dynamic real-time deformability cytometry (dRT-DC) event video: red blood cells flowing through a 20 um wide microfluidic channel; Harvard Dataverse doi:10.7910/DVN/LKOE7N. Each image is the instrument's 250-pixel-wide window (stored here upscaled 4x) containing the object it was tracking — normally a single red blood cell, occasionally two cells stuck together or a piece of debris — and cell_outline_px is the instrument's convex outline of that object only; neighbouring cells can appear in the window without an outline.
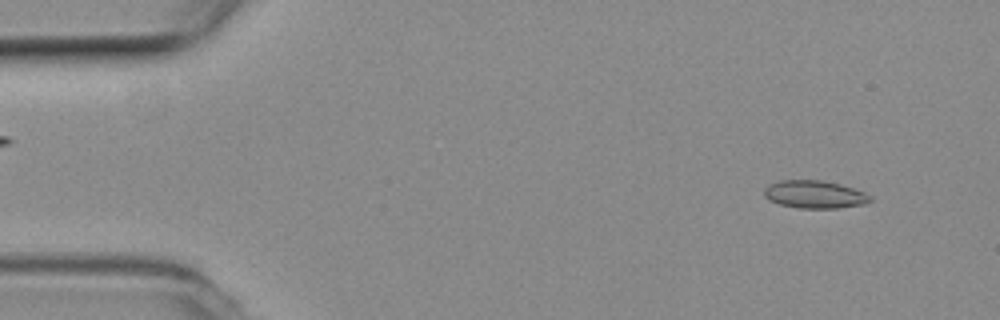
{"species": "common noctule bat (a hibernating species)", "species_latin": "Nyctalus noctula", "temperature_condition": "room temperature", "stored_images_in_passage": 54, "camera_frame_rate_fps": 3000, "um_per_image_px": 0.085, "animal": {"sex": "female", "body_mass_g": 19.3, "forearm_length_mm": 54.1}, "frame": {"image": 1, "passage_image": 4, "time_ms": 1.0, "image_size_px": [1000, 320], "cell_outline_px": [[872, 200], [864, 204], [840, 208], [800, 208], [780, 204], [768, 200], [764, 196], [764, 188], [768, 184], [780, 180], [820, 180], [840, 184], [864, 192], [872, 196]], "centroid_in_image_um": [69.23, 16.52], "position_along_channel_um": 15.8, "area_um2": 17.22}}
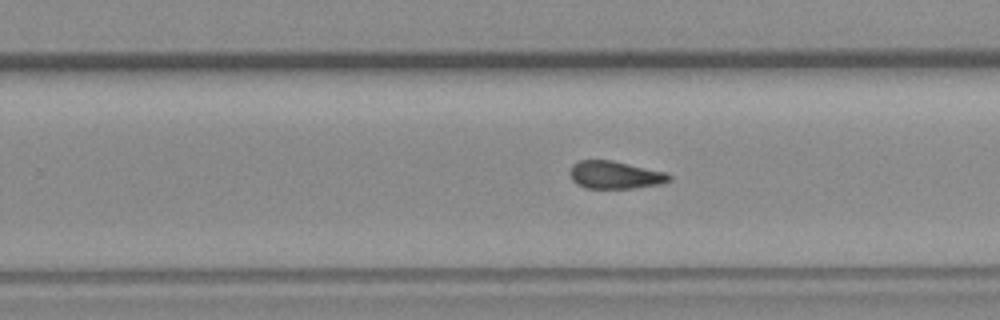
{"frame": {"image": 2, "passage_image": 33, "time_ms": 10.667, "image_size_px": [1000, 320], "cell_outline_px": [[672, 180], [660, 184], [632, 188], [584, 188], [576, 184], [572, 180], [572, 164], [580, 160], [612, 160], [668, 172], [672, 176]], "centroid_in_image_um": [52.33, 14.87], "position_along_channel_um": 277.5, "area_um2": 16.07}}
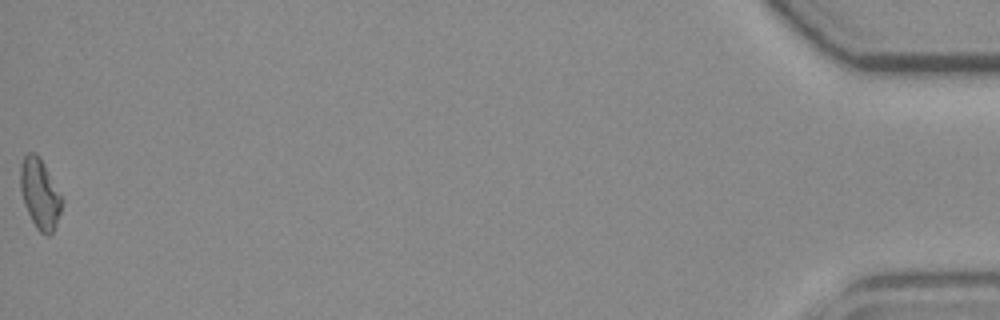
{"frame": {"image": 3, "passage_image": 54, "time_ms": 17.667, "image_size_px": [1000, 320], "cell_outline_px": [[60, 212], [56, 224], [52, 232], [48, 236], [40, 232], [36, 228], [24, 204], [20, 188], [20, 164], [24, 156], [28, 152], [36, 152], [40, 156], [60, 196]], "centroid_in_image_um": [3.34, 16.44], "position_along_channel_um": 431.9, "area_um2": 16.47}, "authors_computed_cell_mechanics": {"area_um2": 16.4152, "velocity_mm_per_s": 3.7529, "shape_relaxation_time_tau1_ms": null, "shape_relaxation_time_tau2_ms": 2.9787, "deformation_change_tau1": null, "deformation_change_tau2": 0.0887}}